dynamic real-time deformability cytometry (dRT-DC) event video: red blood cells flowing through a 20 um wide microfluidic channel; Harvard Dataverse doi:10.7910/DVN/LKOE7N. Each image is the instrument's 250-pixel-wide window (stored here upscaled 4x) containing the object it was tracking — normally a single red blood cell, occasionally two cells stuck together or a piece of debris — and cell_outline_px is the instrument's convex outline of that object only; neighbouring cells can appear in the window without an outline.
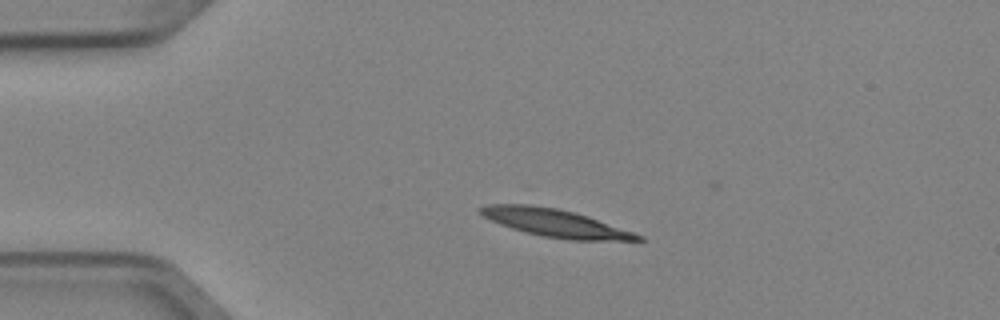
{"species": "Egyptian fruit bat (a non-hibernating species)", "species_latin": "Rousettus aegyptiacus", "temperature_condition": "cold", "stored_images_in_passage": 3, "segment_of_instrument_passage": [1, 2], "camera_frame_rate_fps": 3000, "um_per_image_px": 0.085, "animal": {"sex": "female"}, "frame": {"image": 1, "passage_image": 1, "time_ms": 0.0, "image_size_px": [1000, 320], "cell_outline_px": [[644, 240], [568, 240], [544, 236], [512, 228], [500, 224], [484, 216], [480, 212], [480, 208], [488, 204], [532, 204], [556, 208], [588, 216], [644, 236]], "centroid_in_image_um": [47.21, 18.95], "position_along_channel_um": 37.8, "area_um2": 24.97}}